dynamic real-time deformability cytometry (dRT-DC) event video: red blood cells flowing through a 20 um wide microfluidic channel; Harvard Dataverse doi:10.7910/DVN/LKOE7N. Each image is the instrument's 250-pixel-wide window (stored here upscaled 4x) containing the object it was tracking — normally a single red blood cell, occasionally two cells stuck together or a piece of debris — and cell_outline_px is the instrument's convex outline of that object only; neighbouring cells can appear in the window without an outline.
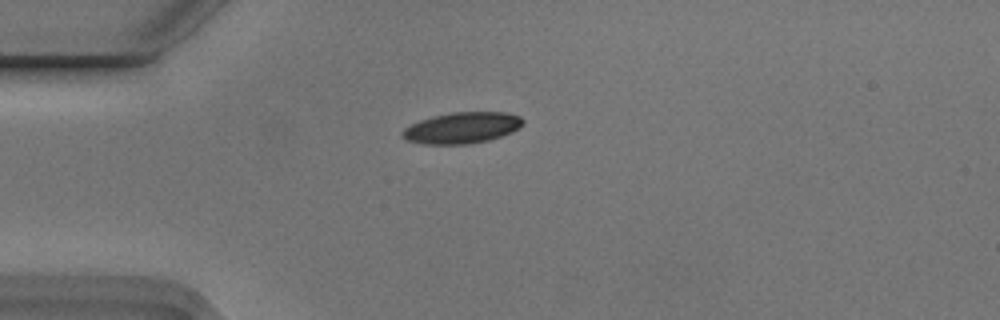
{"species": "Egyptian fruit bat (a non-hibernating species)", "species_latin": "Rousettus aegyptiacus", "temperature_condition": "cold", "stored_images_in_passage": 5, "camera_frame_rate_fps": 3000, "um_per_image_px": 0.085, "animal": {"sex": "male"}, "frame": {"image": 1, "passage_image": 5, "time_ms": 1.333, "image_size_px": [1000, 320], "cell_outline_px": [[524, 124], [520, 128], [512, 132], [488, 140], [468, 144], [424, 144], [404, 140], [400, 136], [400, 132], [404, 128], [420, 120], [432, 116], [452, 112], [504, 112], [520, 116], [524, 120]], "centroid_in_image_um": [39.25, 10.86], "position_along_channel_um": 45.8, "area_um2": 22.08}}